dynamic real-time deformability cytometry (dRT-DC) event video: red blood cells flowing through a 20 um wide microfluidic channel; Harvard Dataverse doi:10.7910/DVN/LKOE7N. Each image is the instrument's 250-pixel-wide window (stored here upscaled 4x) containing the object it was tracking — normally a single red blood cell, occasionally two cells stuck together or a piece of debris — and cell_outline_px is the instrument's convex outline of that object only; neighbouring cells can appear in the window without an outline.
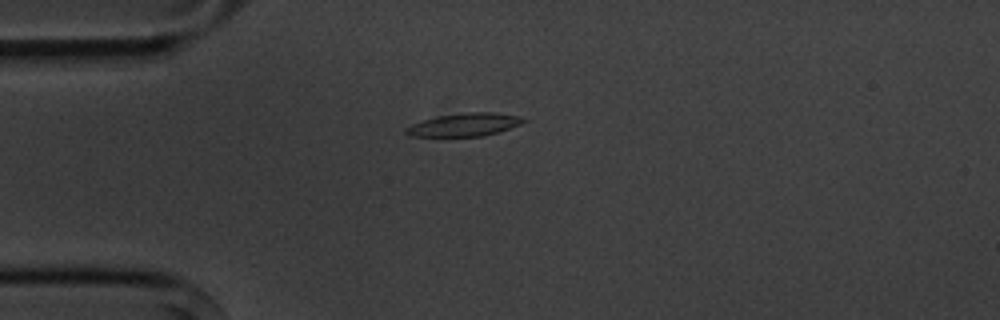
{"species": "common noctule bat (a hibernating species)", "species_latin": "Nyctalus noctula", "temperature_condition": "cold", "stored_images_in_passage": 6, "camera_frame_rate_fps": 3000, "um_per_image_px": 0.085, "animal": {"sex": "male", "body_mass_g": 20.1, "forearm_length_mm": 53.5}, "frame": {"image": 1, "passage_image": 1, "time_ms": 0.0, "image_size_px": [1000, 320], "cell_outline_px": [[528, 120], [520, 124], [484, 136], [408, 136], [404, 132], [404, 128], [412, 124], [436, 116], [468, 112], [496, 112], [520, 116]], "centroid_in_image_um": [39.46, 10.59], "position_along_channel_um": 45.5, "area_um2": 15.72}}
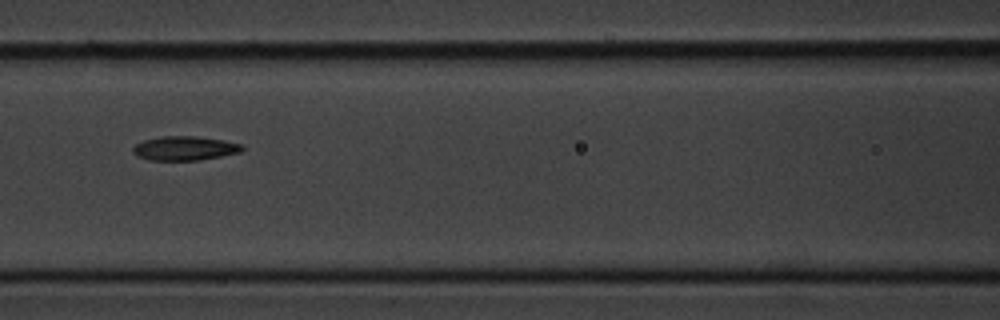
{"frame": {"image": 2, "passage_image": 4, "time_ms": 3.333, "image_size_px": [1000, 320], "cell_outline_px": [[244, 148], [240, 152], [200, 160], [148, 160], [136, 156], [132, 152], [132, 148], [136, 144], [144, 140], [160, 136], [196, 136], [224, 140], [240, 144]], "centroid_in_image_um": [15.65, 12.6], "position_along_channel_um": 150.9, "area_um2": 15.37}}
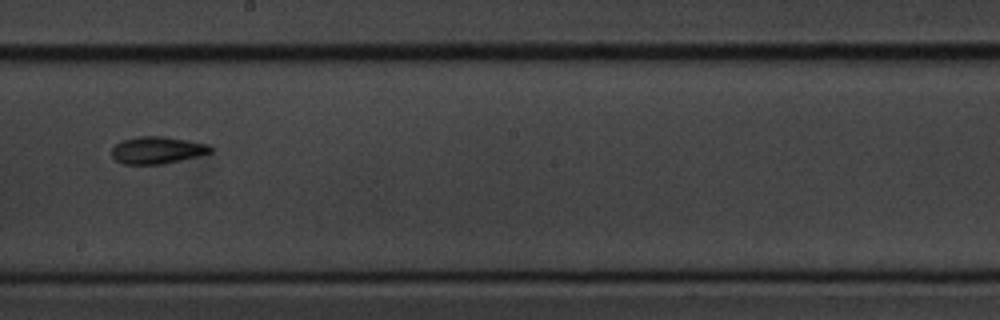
{"frame": {"image": 3, "passage_image": 6, "time_ms": 5.667, "image_size_px": [1000, 320], "cell_outline_px": [[212, 152], [200, 156], [164, 164], [124, 164], [116, 160], [112, 156], [112, 148], [116, 144], [124, 140], [140, 136], [164, 136], [188, 140], [208, 144], [212, 148]], "centroid_in_image_um": [13.4, 12.77], "position_along_channel_um": 234.8, "area_um2": 15.66}}